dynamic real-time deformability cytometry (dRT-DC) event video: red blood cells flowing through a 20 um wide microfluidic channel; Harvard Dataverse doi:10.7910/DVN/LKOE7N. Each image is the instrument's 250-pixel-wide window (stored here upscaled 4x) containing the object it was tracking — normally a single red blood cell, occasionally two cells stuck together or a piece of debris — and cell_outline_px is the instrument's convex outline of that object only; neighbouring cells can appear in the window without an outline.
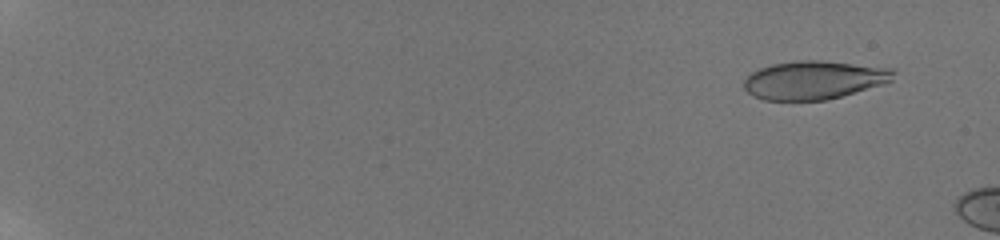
{"species": "human", "species_latin": "Homo sapiens", "temperature_condition": "room temperature", "stored_images_in_passage": 6, "camera_frame_rate_fps": 3000, "um_per_image_px": 0.085, "donor": {"sex": "male"}, "frame": {"image": 1, "passage_image": 2, "time_ms": 0.667, "image_size_px": [1000, 240], "cell_outline_px": [[896, 72], [892, 80], [884, 84], [840, 96], [824, 100], [764, 100], [748, 92], [744, 88], [744, 80], [752, 72], [760, 68], [772, 64], [796, 60], [820, 60], [896, 68]], "centroid_in_image_um": [69.23, 6.78], "position_along_channel_um": 15.8, "area_um2": 33.47}}